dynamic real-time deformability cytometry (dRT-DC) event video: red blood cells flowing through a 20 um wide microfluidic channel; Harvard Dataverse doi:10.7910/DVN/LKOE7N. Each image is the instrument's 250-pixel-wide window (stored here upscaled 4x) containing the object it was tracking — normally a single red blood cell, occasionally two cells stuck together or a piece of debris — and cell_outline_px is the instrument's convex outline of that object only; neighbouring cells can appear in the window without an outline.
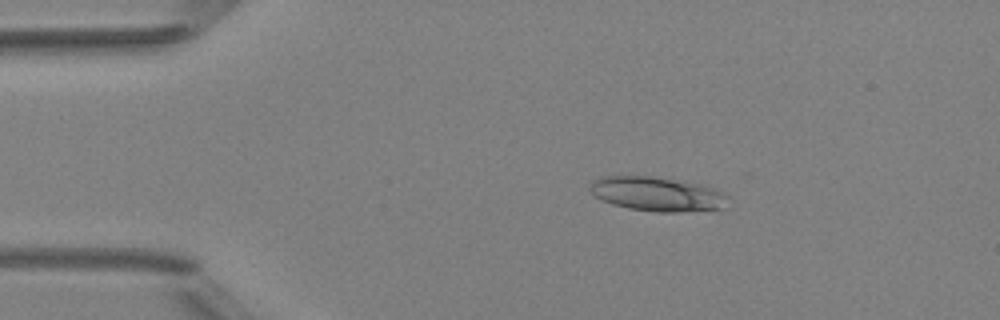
{"species": "Egyptian fruit bat (a non-hibernating species)", "species_latin": "Rousettus aegyptiacus", "temperature_condition": "room temperature", "stored_images_in_passage": 6, "camera_frame_rate_fps": 3000, "um_per_image_px": 0.085, "animal": {"sex": "female"}, "frame": {"image": 1, "passage_image": 3, "time_ms": 2.333, "image_size_px": [1000, 320], "cell_outline_px": [[728, 196], [724, 208], [680, 212], [656, 212], [628, 208], [612, 204], [596, 196], [588, 188], [588, 184], [592, 180], [600, 176], [648, 176], [696, 184], [712, 188]], "centroid_in_image_um": [55.79, 16.5], "position_along_channel_um": 29.2, "area_um2": 27.17}}
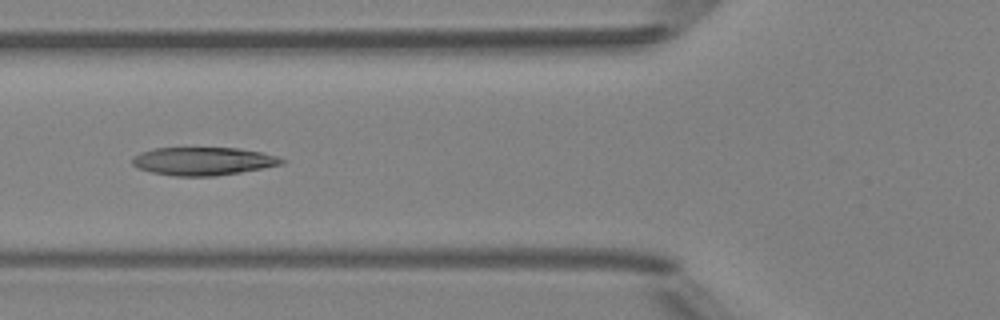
{"frame": {"image": 2, "passage_image": 6, "time_ms": 5.667, "image_size_px": [1000, 320], "cell_outline_px": [[288, 160], [280, 164], [240, 172], [216, 176], [176, 176], [152, 172], [136, 168], [132, 164], [132, 160], [140, 152], [152, 148], [240, 148], [260, 152], [276, 156]], "centroid_in_image_um": [17.24, 13.7], "position_along_channel_um": 108.6, "area_um2": 24.28}}